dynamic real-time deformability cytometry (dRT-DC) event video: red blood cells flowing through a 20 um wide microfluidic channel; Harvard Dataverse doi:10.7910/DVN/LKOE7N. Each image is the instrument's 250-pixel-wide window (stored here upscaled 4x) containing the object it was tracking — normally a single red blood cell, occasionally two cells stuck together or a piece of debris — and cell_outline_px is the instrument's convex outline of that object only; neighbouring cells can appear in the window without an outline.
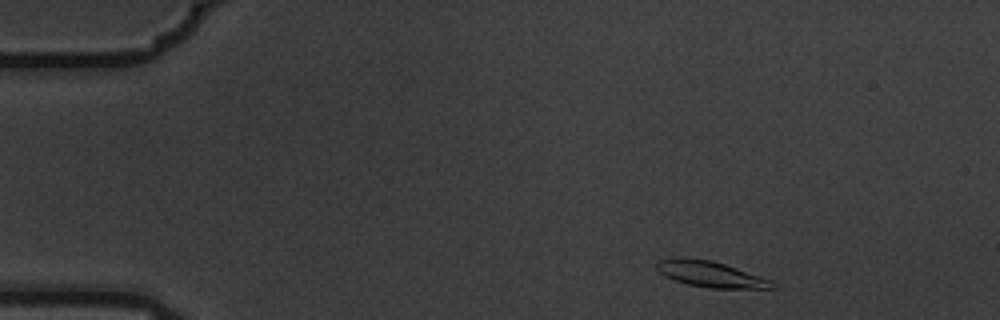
{"species": "common noctule bat (a hibernating species)", "species_latin": "Nyctalus noctula", "temperature_condition": "warm", "stored_images_in_passage": 10, "camera_frame_rate_fps": 3000, "um_per_image_px": 0.085, "animal": {"sex": "male", "body_mass_g": 19.5, "forearm_length_mm": 54.6}, "frame": {"image": 1, "passage_image": 1, "time_ms": 0.0, "image_size_px": [1000, 320], "cell_outline_px": [[780, 288], [708, 288], [688, 284], [664, 276], [656, 268], [656, 264], [660, 260], [676, 256], [712, 260], [772, 280]], "centroid_in_image_um": [60.4, 23.3], "position_along_channel_um": 24.6, "area_um2": 17.46}}
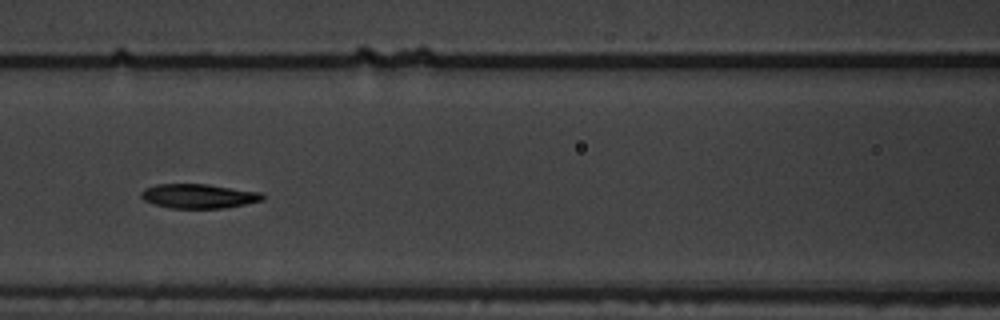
{"frame": {"image": 2, "passage_image": 6, "time_ms": 1.667, "image_size_px": [1000, 320], "cell_outline_px": [[264, 200], [224, 208], [168, 208], [152, 204], [144, 200], [140, 196], [140, 192], [144, 188], [156, 184], [208, 184], [264, 192]], "centroid_in_image_um": [16.88, 16.66], "position_along_channel_um": 149.7, "area_um2": 17.51}}
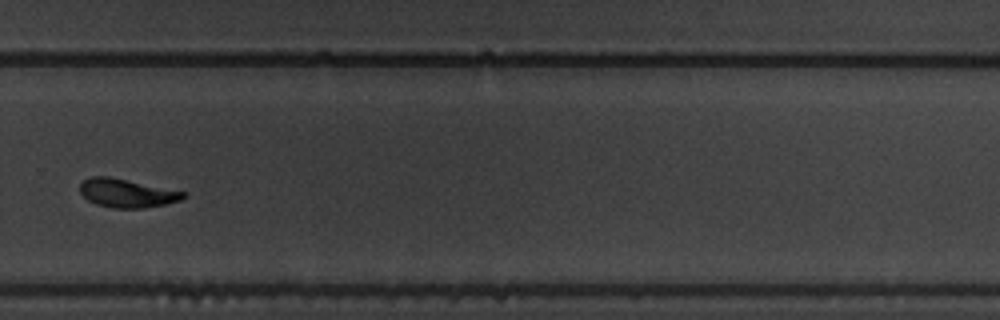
{"frame": {"image": 3, "passage_image": 10, "time_ms": 3.0, "image_size_px": [1000, 320], "cell_outline_px": [[184, 196], [180, 200], [164, 204], [144, 208], [112, 208], [96, 204], [88, 200], [80, 192], [80, 184], [84, 180], [92, 176], [108, 176], [184, 192]], "centroid_in_image_um": [10.72, 16.42], "position_along_channel_um": 319.1, "area_um2": 16.82}}